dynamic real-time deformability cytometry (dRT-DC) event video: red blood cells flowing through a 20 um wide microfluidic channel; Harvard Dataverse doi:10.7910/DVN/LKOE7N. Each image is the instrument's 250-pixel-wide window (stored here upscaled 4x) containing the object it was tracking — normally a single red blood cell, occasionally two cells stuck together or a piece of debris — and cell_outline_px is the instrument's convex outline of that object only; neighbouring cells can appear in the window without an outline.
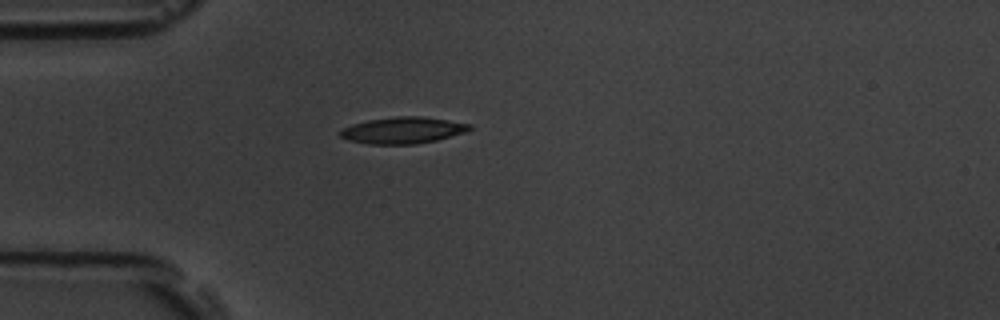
{"species": "common noctule bat (a hibernating species)", "species_latin": "Nyctalus noctula", "temperature_condition": "room temperature", "stored_images_in_passage": 40, "camera_frame_rate_fps": 3000, "um_per_image_px": 0.085, "animal": {"sex": "male", "body_mass_g": 19.5, "forearm_length_mm": 54.6}, "frame": {"image": 1, "passage_image": 1, "time_ms": 0.0, "image_size_px": [1000, 320], "cell_outline_px": [[472, 128], [464, 132], [436, 140], [416, 144], [368, 144], [348, 140], [340, 136], [340, 132], [344, 128], [352, 124], [368, 120], [396, 116], [424, 116], [472, 124]], "centroid_in_image_um": [34.25, 11.07], "position_along_channel_um": 50.8, "area_um2": 19.88}}
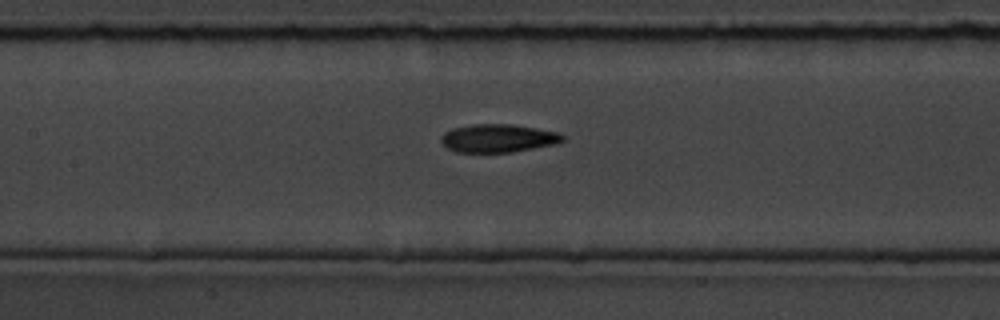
{"frame": {"image": 2, "passage_image": 11, "time_ms": 3.333, "image_size_px": [1000, 320], "cell_outline_px": [[564, 140], [556, 144], [512, 152], [456, 152], [448, 148], [440, 140], [440, 136], [444, 132], [452, 128], [472, 124], [512, 124], [560, 132], [564, 136]], "centroid_in_image_um": [42.34, 11.74], "position_along_channel_um": 165.1, "area_um2": 20.06}}
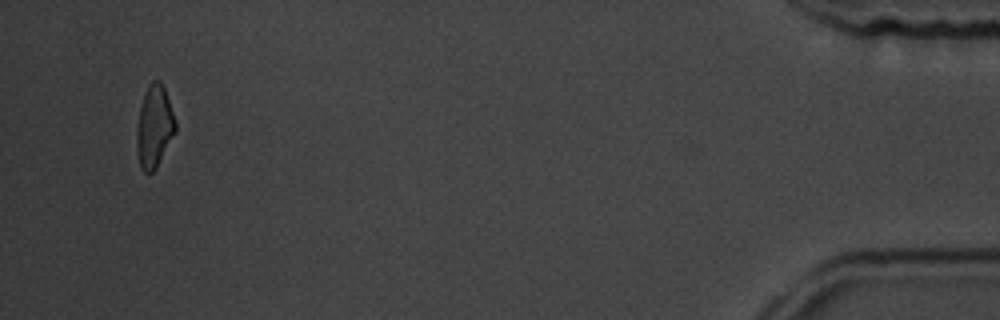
{"frame": {"image": 3, "passage_image": 38, "time_ms": 12.333, "image_size_px": [1000, 320], "cell_outline_px": [[176, 132], [156, 168], [152, 172], [144, 172], [140, 168], [136, 152], [136, 132], [140, 104], [144, 92], [148, 84], [152, 80], [160, 80], [164, 88], [176, 120]], "centroid_in_image_um": [13.1, 10.75], "position_along_channel_um": 422.1, "area_um2": 18.84}, "authors_computed_cell_mechanics": {"area_um2": 19.4786, "velocity_mm_per_s": 3.764, "shape_relaxation_time_tau1_ms": 4.6718, "shape_relaxation_time_tau2_ms": 3.17, "deformation_change_tau1": 0.1571, "deformation_change_tau2": 0.1023}}